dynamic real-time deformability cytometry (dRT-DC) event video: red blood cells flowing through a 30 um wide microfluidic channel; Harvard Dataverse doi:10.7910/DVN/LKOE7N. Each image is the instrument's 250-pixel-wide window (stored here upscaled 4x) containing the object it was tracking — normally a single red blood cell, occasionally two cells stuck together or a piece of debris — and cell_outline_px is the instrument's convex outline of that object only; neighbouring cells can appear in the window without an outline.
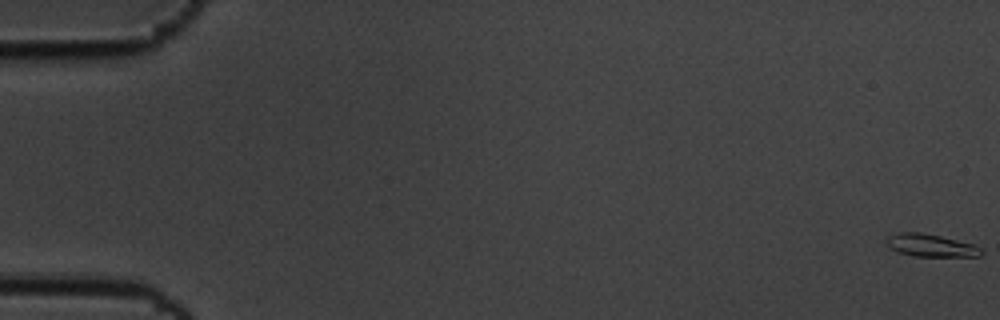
{"species": "common noctule bat (a hibernating species)", "species_latin": "Nyctalus noctula", "temperature_condition": "cold", "stored_images_in_passage": 59, "camera_frame_rate_fps": 3000, "um_per_image_px": 0.085, "animal": {"sex": "male", "body_mass_g": 19.5, "forearm_length_mm": 54.6}, "frame": {"image": 1, "passage_image": 1, "time_ms": 0.0, "image_size_px": [1000, 320], "cell_outline_px": [[984, 252], [980, 256], [912, 256], [896, 252], [888, 248], [884, 240], [888, 236], [900, 232], [920, 232], [940, 236], [976, 244]], "centroid_in_image_um": [79.08, 20.86], "position_along_channel_um": 5.9, "area_um2": 12.72}}
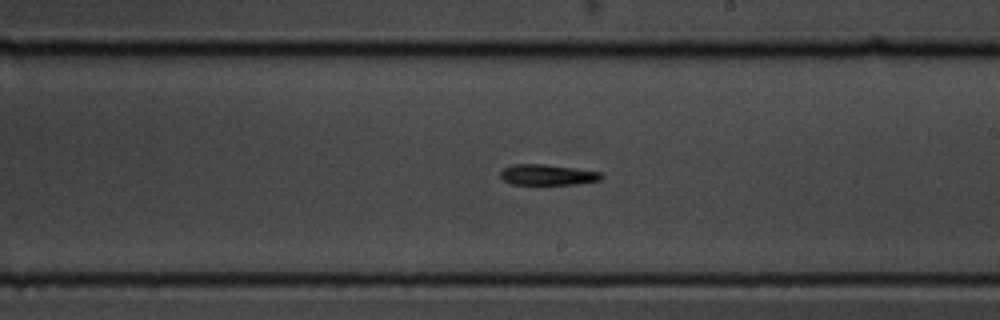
{"frame": {"image": 2, "passage_image": 35, "time_ms": 11.333, "image_size_px": [1000, 320], "cell_outline_px": [[604, 176], [600, 180], [576, 184], [512, 184], [504, 180], [500, 176], [500, 172], [504, 168], [512, 164], [544, 164], [576, 168], [600, 172]], "centroid_in_image_um": [46.54, 14.85], "position_along_channel_um": 242.5, "area_um2": 12.14}}
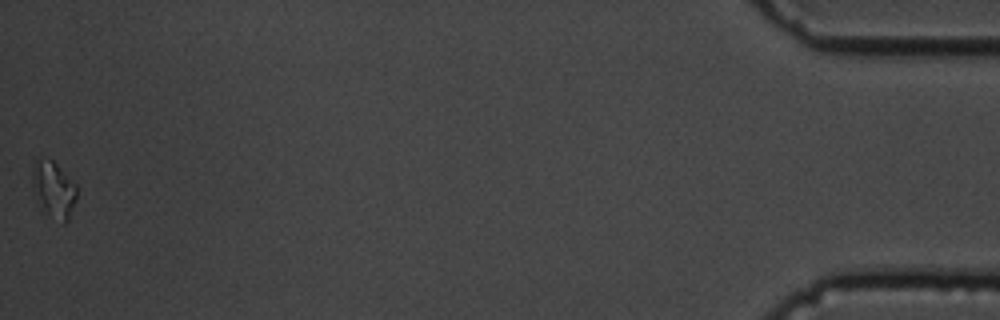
{"frame": {"image": 3, "passage_image": 59, "time_ms": 19.333, "image_size_px": [1000, 320], "cell_outline_px": [[76, 200], [68, 220], [64, 224], [40, 208], [36, 204], [32, 188], [32, 172], [36, 160], [52, 160], [76, 184]], "centroid_in_image_um": [4.54, 16.15], "position_along_channel_um": 430.7, "area_um2": 14.51}, "authors_computed_cell_mechanics": {"area_um2": 12.5426, "velocity_mm_per_s": 3.4826, "shape_relaxation_time_tau1_ms": 2.0426, "shape_relaxation_time_tau2_ms": null, "deformation_change_tau1": 0.1277, "deformation_change_tau2": null}}